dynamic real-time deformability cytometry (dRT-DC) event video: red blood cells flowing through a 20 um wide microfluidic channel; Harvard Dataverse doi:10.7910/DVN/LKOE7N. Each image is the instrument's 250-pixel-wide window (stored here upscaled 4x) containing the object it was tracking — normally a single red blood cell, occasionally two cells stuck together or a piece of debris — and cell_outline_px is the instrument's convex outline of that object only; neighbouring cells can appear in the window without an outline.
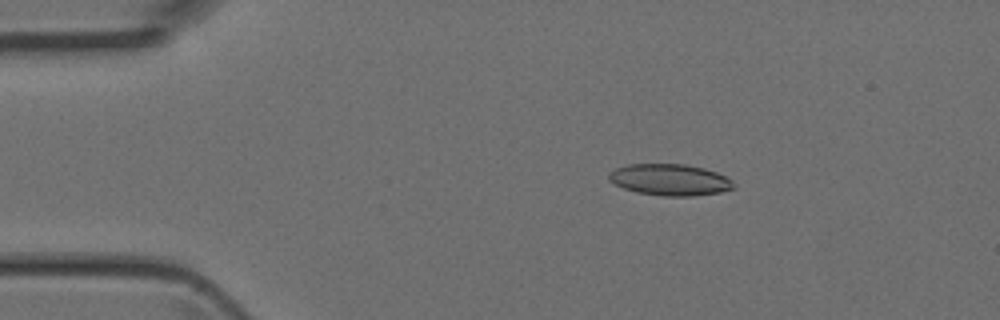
{"species": "Egyptian fruit bat (a non-hibernating species)", "species_latin": "Rousettus aegyptiacus", "temperature_condition": "room temperature", "stored_images_in_passage": 4, "camera_frame_rate_fps": 3000, "um_per_image_px": 0.085, "animal": {"sex": "female"}, "frame": {"image": 1, "passage_image": 2, "time_ms": 0.333, "image_size_px": [1000, 320], "cell_outline_px": [[736, 188], [720, 192], [692, 196], [664, 196], [636, 192], [624, 188], [608, 180], [608, 172], [616, 168], [628, 164], [684, 164], [704, 168], [716, 172], [732, 180]], "centroid_in_image_um": [56.93, 15.28], "position_along_channel_um": 28.1, "area_um2": 22.89}}
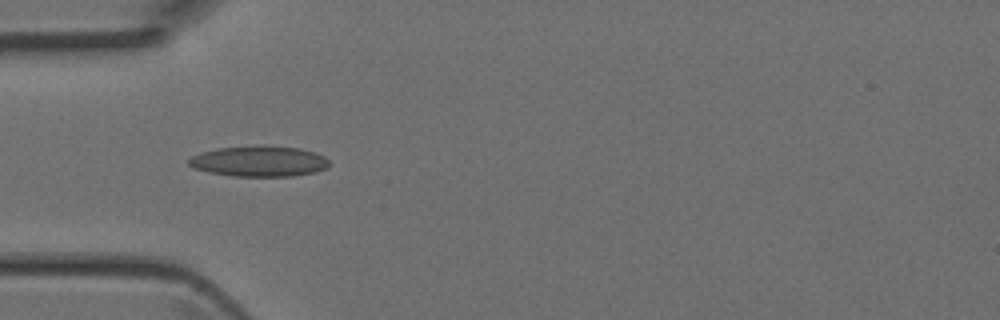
{"frame": {"image": 2, "passage_image": 4, "time_ms": 1.0, "image_size_px": [1000, 320], "cell_outline_px": [[328, 168], [316, 172], [292, 176], [232, 176], [208, 172], [196, 168], [188, 164], [188, 160], [192, 156], [200, 152], [216, 148], [260, 144], [264, 144], [300, 148], [324, 156], [328, 160]], "centroid_in_image_um": [22.02, 13.69], "position_along_channel_um": 63.0, "area_um2": 25.43}}